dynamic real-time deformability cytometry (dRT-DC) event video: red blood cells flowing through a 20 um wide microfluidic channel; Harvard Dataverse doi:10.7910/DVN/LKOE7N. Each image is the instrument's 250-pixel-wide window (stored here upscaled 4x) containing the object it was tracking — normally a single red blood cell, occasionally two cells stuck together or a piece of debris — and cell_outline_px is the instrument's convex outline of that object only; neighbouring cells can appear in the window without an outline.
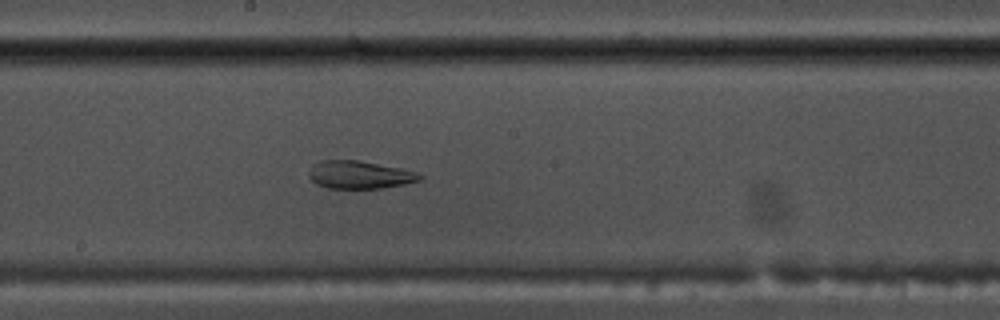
{"species": "common noctule bat (a hibernating species)", "species_latin": "Nyctalus noctula", "temperature_condition": "warm", "stored_images_in_passage": 54, "camera_frame_rate_fps": 3000, "um_per_image_px": 0.085, "animal": {"sex": "male", "body_mass_g": 17.5, "forearm_length_mm": 52.3}, "frame": {"image": 1, "passage_image": 29, "time_ms": 9.333, "image_size_px": [1000, 320], "cell_outline_px": [[424, 176], [420, 180], [404, 184], [380, 188], [328, 188], [316, 184], [308, 176], [308, 172], [312, 164], [320, 160], [360, 160], [420, 172]], "centroid_in_image_um": [30.56, 14.84], "position_along_channel_um": 217.6, "area_um2": 18.15}}
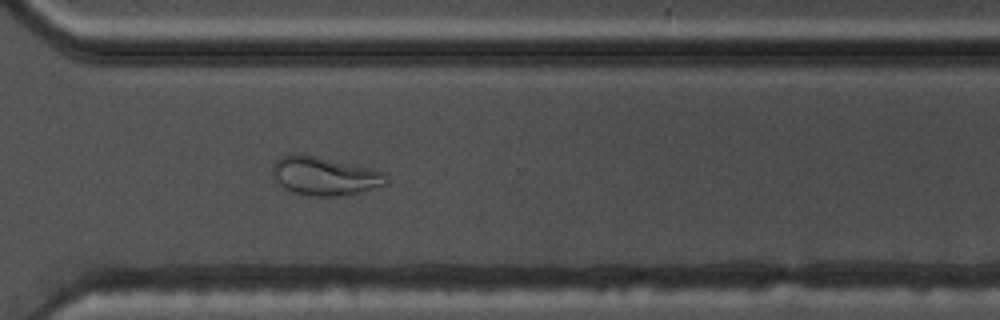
{"frame": {"image": 2, "passage_image": 39, "time_ms": 12.667, "image_size_px": [1000, 320], "cell_outline_px": [[388, 184], [340, 196], [312, 196], [292, 192], [284, 188], [272, 176], [272, 168], [276, 160], [284, 156], [312, 156], [368, 168], [384, 172], [388, 180]], "centroid_in_image_um": [27.58, 15.0], "position_along_channel_um": 343.0, "area_um2": 24.62}}
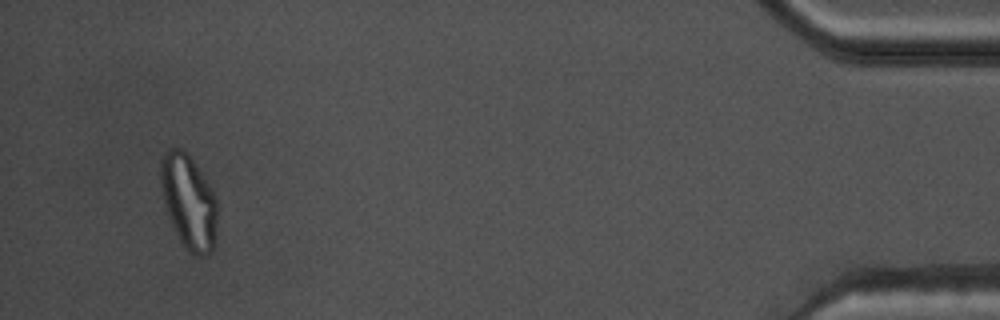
{"frame": {"image": 3, "passage_image": 51, "time_ms": 16.667, "image_size_px": [1000, 320], "cell_outline_px": [[216, 244], [212, 252], [208, 256], [196, 256], [188, 252], [184, 248], [172, 224], [164, 204], [160, 184], [160, 156], [168, 148], [184, 148], [188, 152], [212, 188], [216, 196]], "centroid_in_image_um": [16.04, 17.13], "position_along_channel_um": 419.2, "area_um2": 31.79}, "authors_computed_cell_mechanics": {"area_um2": 25.2875, "velocity_mm_per_s": 3.7545, "shape_relaxation_time_tau1_ms": null, "shape_relaxation_time_tau2_ms": 2.0034, "deformation_change_tau1": null, "deformation_change_tau2": 0.083}}